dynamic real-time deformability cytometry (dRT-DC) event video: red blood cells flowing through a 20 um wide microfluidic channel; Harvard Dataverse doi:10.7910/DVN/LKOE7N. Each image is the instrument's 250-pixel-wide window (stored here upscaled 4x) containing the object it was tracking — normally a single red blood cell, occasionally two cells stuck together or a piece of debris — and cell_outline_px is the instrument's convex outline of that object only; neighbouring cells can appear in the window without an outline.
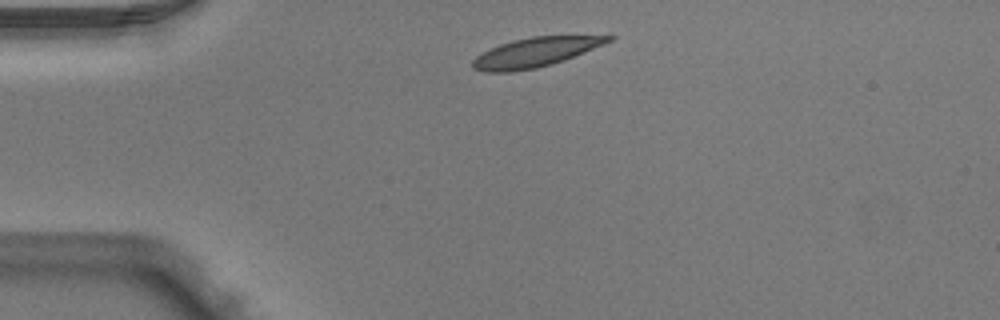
{"species": "Egyptian fruit bat (a non-hibernating species)", "species_latin": "Rousettus aegyptiacus", "temperature_condition": "warm", "stored_images_in_passage": 3, "camera_frame_rate_fps": 3000, "um_per_image_px": 0.085, "animal": {"sex": "male"}, "frame": {"image": 1, "passage_image": 1, "time_ms": 0.0, "image_size_px": [1000, 320], "cell_outline_px": [[616, 36], [612, 40], [604, 44], [564, 60], [552, 64], [536, 68], [512, 72], [484, 72], [472, 68], [472, 60], [476, 56], [500, 44], [512, 40], [532, 36]], "centroid_in_image_um": [45.46, 4.45], "position_along_channel_um": 39.5, "area_um2": 23.0}}
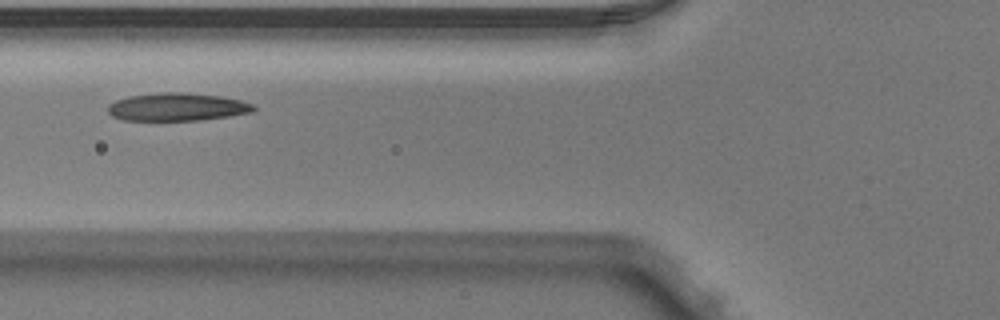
{"frame": {"image": 2, "passage_image": 3, "time_ms": 0.667, "image_size_px": [1000, 320], "cell_outline_px": [[256, 108], [252, 112], [228, 116], [196, 120], [124, 120], [112, 116], [108, 112], [108, 104], [116, 100], [128, 96], [160, 92], [180, 92], [220, 96], [240, 100], [252, 104]], "centroid_in_image_um": [15.02, 9.08], "position_along_channel_um": 110.8, "area_um2": 23.52}}